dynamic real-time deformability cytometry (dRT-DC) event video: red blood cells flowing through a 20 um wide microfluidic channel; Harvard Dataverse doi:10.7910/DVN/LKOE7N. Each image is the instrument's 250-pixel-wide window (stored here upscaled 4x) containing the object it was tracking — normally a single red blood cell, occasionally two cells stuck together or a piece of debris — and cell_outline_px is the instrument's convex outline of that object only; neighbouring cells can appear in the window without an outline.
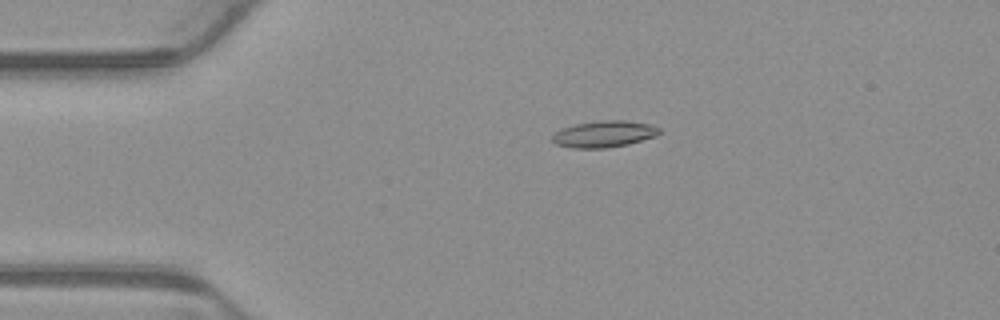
{"species": "common noctule bat (a hibernating species)", "species_latin": "Nyctalus noctula", "temperature_condition": "warm", "stored_images_in_passage": 5, "camera_frame_rate_fps": 3000, "um_per_image_px": 0.085, "animal": {"sex": "male", "body_mass_g": 23.1, "forearm_length_mm": 52.7}, "frame": {"image": 1, "passage_image": 4, "time_ms": 1.0, "image_size_px": [1000, 320], "cell_outline_px": [[660, 132], [656, 136], [628, 144], [604, 148], [572, 148], [556, 144], [552, 140], [552, 136], [556, 132], [564, 128], [576, 124], [600, 120], [624, 120], [652, 124], [660, 128]], "centroid_in_image_um": [51.37, 11.39], "position_along_channel_um": 33.6, "area_um2": 16.47}}